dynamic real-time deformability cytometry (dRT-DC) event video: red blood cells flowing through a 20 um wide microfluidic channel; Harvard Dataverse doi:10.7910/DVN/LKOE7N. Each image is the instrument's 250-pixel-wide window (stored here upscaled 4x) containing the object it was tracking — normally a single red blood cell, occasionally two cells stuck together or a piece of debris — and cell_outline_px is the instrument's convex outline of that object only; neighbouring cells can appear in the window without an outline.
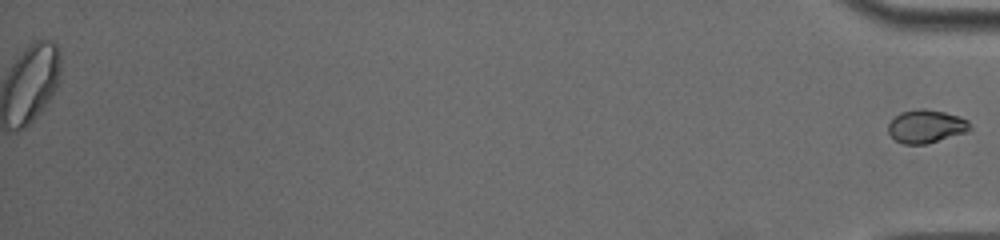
{"species": "common noctule bat (a hibernating species)", "species_latin": "Nyctalus noctula", "temperature_condition": "cold", "stored_images_in_passage": 37, "segment_of_instrument_passage": [2, 2], "camera_frame_rate_fps": 3000, "um_per_image_px": 0.085, "animal": {"sex": "male", "body_mass_g": 19.0, "forearm_length_mm": 50.8}, "frame": {"image": 1, "passage_image": 37, "time_ms": 12.0, "image_size_px": [1000, 240], "cell_outline_px": [[972, 128], [968, 132], [924, 144], [904, 144], [896, 140], [888, 132], [888, 124], [900, 112], [916, 108], [924, 108], [944, 112], [960, 116], [968, 120]], "centroid_in_image_um": [78.74, 10.72], "position_along_channel_um": 356.5, "area_um2": 15.84}}